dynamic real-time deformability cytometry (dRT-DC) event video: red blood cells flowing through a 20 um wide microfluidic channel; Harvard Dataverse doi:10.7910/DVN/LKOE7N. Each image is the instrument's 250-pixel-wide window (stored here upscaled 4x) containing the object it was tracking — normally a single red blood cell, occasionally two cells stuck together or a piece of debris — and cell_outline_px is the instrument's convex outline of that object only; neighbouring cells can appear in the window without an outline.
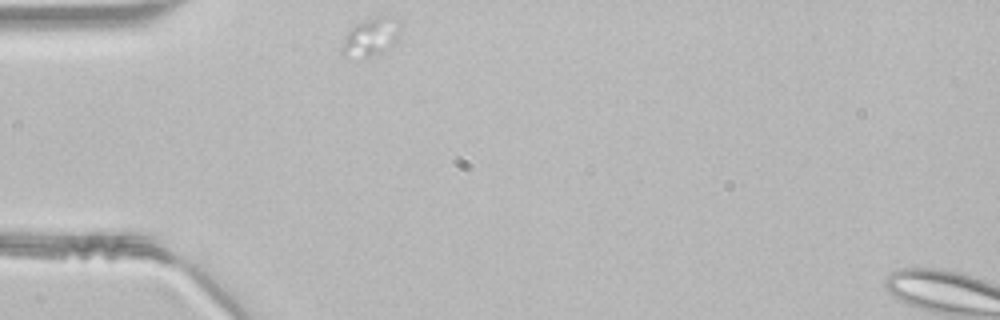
{"species": "common noctule bat (a hibernating species)", "species_latin": "Nyctalus noctula", "temperature_condition": "room temperature", "stored_images_in_passage": 29, "camera_frame_rate_fps": 3000, "um_per_image_px": 0.085, "animal": {"sex": "male", "body_mass_g": 21.5, "forearm_length_mm": 52.0}, "frame": {"image": 1, "passage_image": 1, "time_ms": 0.0, "image_size_px": [1000, 320], "cell_outline_px": [[400, 28], [392, 52], [372, 56], [344, 56], [340, 52], [344, 36], [356, 24], [364, 20], [380, 16], [388, 16], [400, 20]], "centroid_in_image_um": [31.58, 3.17], "position_along_channel_um": 53.4, "area_um2": 13.29}}
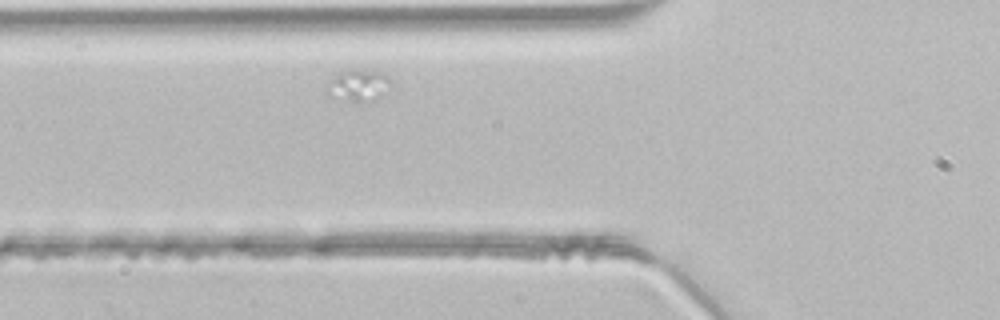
{"frame": {"image": 2, "passage_image": 5, "time_ms": 1.333, "image_size_px": [1000, 320], "cell_outline_px": [[392, 84], [376, 100], [360, 104], [356, 104], [328, 96], [324, 92], [324, 88], [340, 72], [348, 68], [356, 68], [380, 72], [388, 76], [392, 80]], "centroid_in_image_um": [30.44, 7.29], "position_along_channel_um": 95.4, "area_um2": 12.48}}
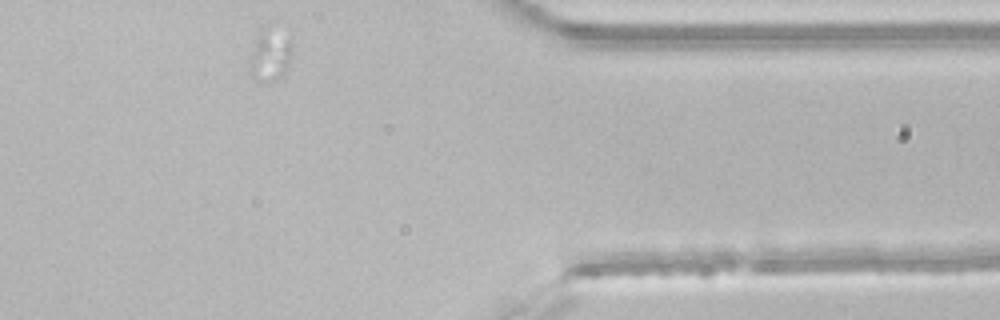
{"frame": {"image": 3, "passage_image": 29, "time_ms": 9.333, "image_size_px": [1000, 320], "cell_outline_px": [[292, 56], [284, 76], [280, 80], [264, 84], [260, 84], [248, 72], [248, 56], [260, 28], [264, 28], [288, 40], [292, 44]], "centroid_in_image_um": [22.89, 4.85], "position_along_channel_um": 388.5, "area_um2": 13.18}}